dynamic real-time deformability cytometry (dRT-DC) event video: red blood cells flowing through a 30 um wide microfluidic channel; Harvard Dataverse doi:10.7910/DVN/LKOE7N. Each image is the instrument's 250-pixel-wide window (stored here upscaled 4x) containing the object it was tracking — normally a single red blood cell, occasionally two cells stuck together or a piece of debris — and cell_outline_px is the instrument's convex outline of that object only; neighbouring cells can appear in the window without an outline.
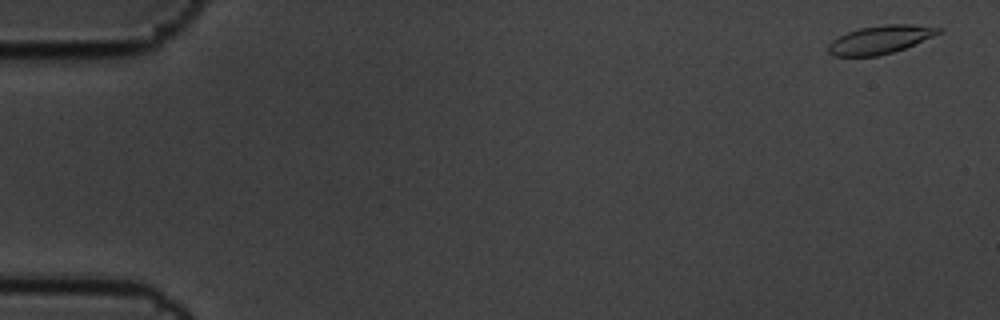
{"species": "common noctule bat (a hibernating species)", "species_latin": "Nyctalus noctula", "temperature_condition": "cold", "stored_images_in_passage": 5, "camera_frame_rate_fps": 3000, "um_per_image_px": 0.085, "animal": {"sex": "male", "body_mass_g": 19.5, "forearm_length_mm": 54.6}, "frame": {"image": 1, "passage_image": 1, "time_ms": 0.0, "image_size_px": [1000, 320], "cell_outline_px": [[944, 32], [904, 48], [880, 56], [832, 56], [828, 52], [828, 44], [832, 40], [848, 32], [860, 28], [884, 24], [912, 24], [944, 28]], "centroid_in_image_um": [74.85, 3.36], "position_along_channel_um": 10.2, "area_um2": 18.21}}
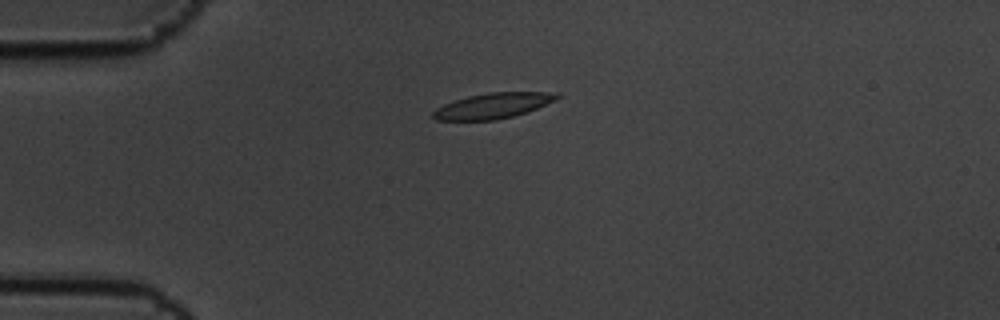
{"frame": {"image": 2, "passage_image": 4, "time_ms": 1.0, "image_size_px": [1000, 320], "cell_outline_px": [[560, 96], [556, 100], [528, 112], [496, 120], [436, 120], [432, 116], [432, 112], [436, 108], [444, 104], [468, 96], [488, 92], [560, 92]], "centroid_in_image_um": [41.93, 8.98], "position_along_channel_um": 43.1, "area_um2": 18.44}}